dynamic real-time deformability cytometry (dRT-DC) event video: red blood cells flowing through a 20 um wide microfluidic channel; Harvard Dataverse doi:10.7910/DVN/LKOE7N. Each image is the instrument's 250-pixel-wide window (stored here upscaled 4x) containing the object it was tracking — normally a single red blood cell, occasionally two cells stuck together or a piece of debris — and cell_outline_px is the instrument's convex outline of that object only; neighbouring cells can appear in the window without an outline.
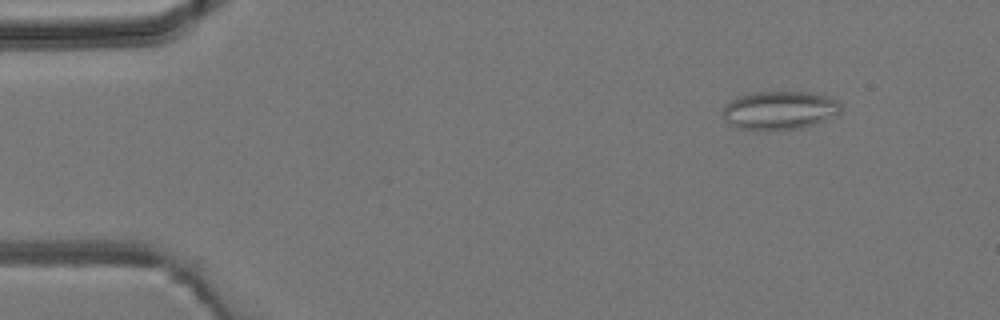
{"species": "common noctule bat (a hibernating species)", "species_latin": "Nyctalus noctula", "temperature_condition": "room temperature", "stored_images_in_passage": 4, "camera_frame_rate_fps": 3000, "um_per_image_px": 0.085, "animal": {"sex": "male", "body_mass_g": 19.2, "forearm_length_mm": 51.8}, "frame": {"image": 1, "passage_image": 2, "time_ms": 1.0, "image_size_px": [1000, 320], "cell_outline_px": [[840, 112], [824, 120], [800, 128], [756, 132], [736, 128], [728, 124], [724, 120], [724, 104], [740, 96], [752, 92], [812, 92], [836, 100], [840, 104]], "centroid_in_image_um": [66.19, 9.4], "position_along_channel_um": 18.8, "area_um2": 26.65}}